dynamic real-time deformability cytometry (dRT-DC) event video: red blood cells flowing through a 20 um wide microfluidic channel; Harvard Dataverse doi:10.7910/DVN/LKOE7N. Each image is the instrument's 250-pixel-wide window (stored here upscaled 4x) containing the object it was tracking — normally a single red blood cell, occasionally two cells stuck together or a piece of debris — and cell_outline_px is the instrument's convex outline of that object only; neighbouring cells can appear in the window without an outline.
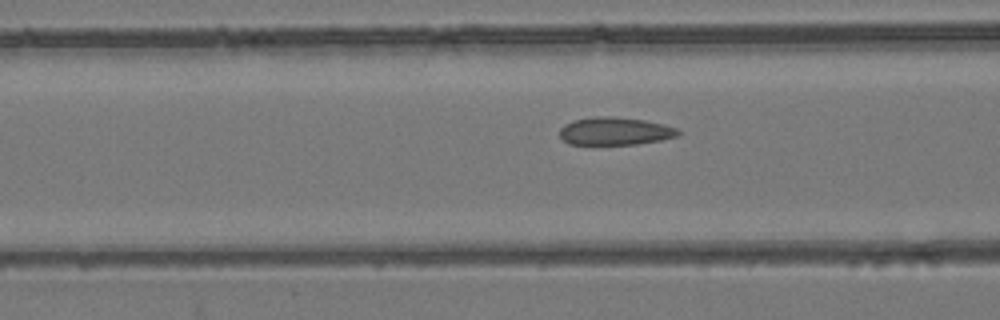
{"species": "common noctule bat (a hibernating species)", "species_latin": "Nyctalus noctula", "temperature_condition": "room temperature", "stored_images_in_passage": 38, "camera_frame_rate_fps": 3000, "um_per_image_px": 0.085, "animal": {"sex": "female", "body_mass_g": 24.6, "forearm_length_mm": 56.2}, "frame": {"image": 1, "passage_image": 16, "time_ms": 5.0, "image_size_px": [1000, 320], "cell_outline_px": [[680, 136], [660, 140], [636, 144], [568, 144], [560, 136], [560, 128], [564, 124], [576, 120], [596, 116], [612, 116], [644, 120], [664, 124], [676, 128], [680, 132]], "centroid_in_image_um": [52.29, 11.14], "position_along_channel_um": 114.3, "area_um2": 19.13}}
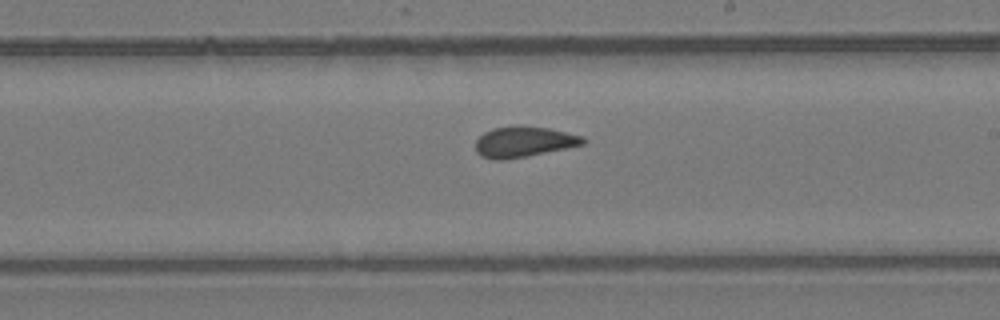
{"frame": {"image": 2, "passage_image": 26, "time_ms": 8.333, "image_size_px": [1000, 320], "cell_outline_px": [[588, 140], [584, 144], [504, 160], [496, 160], [480, 156], [476, 152], [476, 140], [484, 132], [492, 128], [548, 128], [584, 136]], "centroid_in_image_um": [44.52, 12.08], "position_along_channel_um": 244.5, "area_um2": 18.44}}
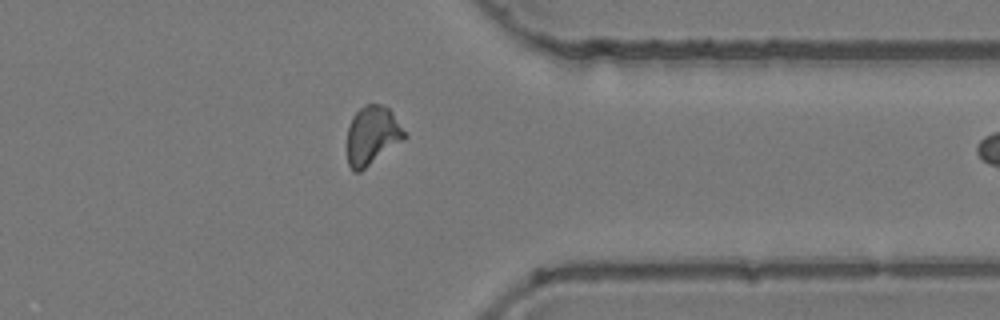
{"frame": {"image": 3, "passage_image": 37, "time_ms": 12.0, "image_size_px": [1000, 320], "cell_outline_px": [[408, 136], [404, 140], [360, 172], [352, 172], [348, 164], [348, 124], [352, 116], [364, 104], [380, 104], [388, 108], [392, 112]], "centroid_in_image_um": [31.63, 11.52], "position_along_channel_um": 379.8, "area_um2": 19.71}}